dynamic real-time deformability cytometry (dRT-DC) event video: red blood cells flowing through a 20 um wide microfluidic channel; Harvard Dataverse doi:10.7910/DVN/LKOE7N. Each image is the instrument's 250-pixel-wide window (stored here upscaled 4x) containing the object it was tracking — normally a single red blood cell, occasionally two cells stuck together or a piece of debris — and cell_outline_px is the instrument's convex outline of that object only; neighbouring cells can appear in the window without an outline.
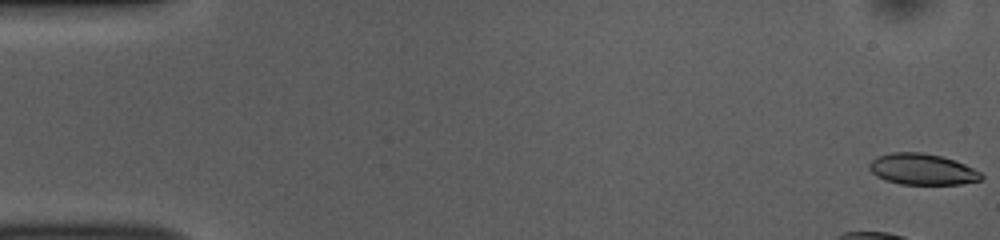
{"species": "common noctule bat (a hibernating species)", "species_latin": "Nyctalus noctula", "temperature_condition": "room temperature", "stored_images_in_passage": 52, "camera_frame_rate_fps": 3000, "um_per_image_px": 0.085, "animal": {"sex": "female", "body_mass_g": 10.0, "forearm_length_mm": 53.1}, "frame": {"image": 1, "passage_image": 1, "time_ms": 0.0, "image_size_px": [1000, 240], "cell_outline_px": [[984, 176], [980, 180], [960, 184], [900, 184], [884, 180], [876, 176], [868, 168], [868, 164], [876, 156], [892, 152], [920, 152], [940, 156], [964, 164], [980, 172]], "centroid_in_image_um": [78.34, 14.39], "position_along_channel_um": 6.7, "area_um2": 20.23}}